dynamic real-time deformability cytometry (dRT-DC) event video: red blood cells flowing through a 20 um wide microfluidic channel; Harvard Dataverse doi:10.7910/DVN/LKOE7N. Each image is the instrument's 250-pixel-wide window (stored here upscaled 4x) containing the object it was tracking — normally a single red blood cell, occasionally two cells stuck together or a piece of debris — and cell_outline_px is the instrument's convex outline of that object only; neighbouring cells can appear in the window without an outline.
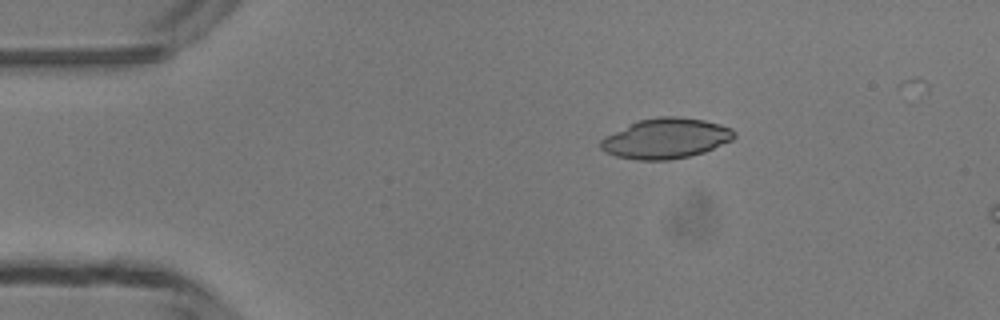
{"species": "common noctule bat (a hibernating species)", "species_latin": "Nyctalus noctula", "temperature_condition": "room temperature", "stored_images_in_passage": 37, "camera_frame_rate_fps": 3000, "um_per_image_px": 0.085, "animal": {"sex": "male", "body_mass_g": 13.3}, "frame": {"image": 1, "passage_image": 1, "time_ms": 0.0, "image_size_px": [1000, 320], "cell_outline_px": [[736, 136], [732, 140], [704, 152], [688, 156], [668, 160], [640, 160], [616, 156], [604, 152], [600, 148], [600, 140], [604, 136], [636, 120], [656, 116], [676, 116], [704, 120], [720, 124], [732, 128], [736, 132]], "centroid_in_image_um": [56.58, 11.75], "position_along_channel_um": 28.4, "area_um2": 31.56}}
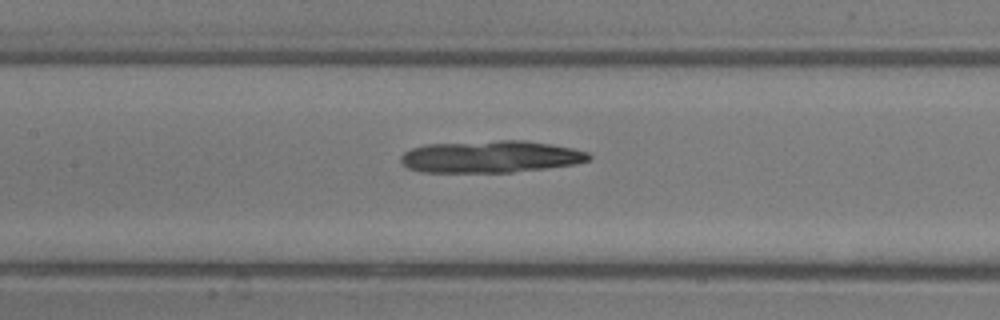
{"frame": {"image": 2, "passage_image": 15, "time_ms": 4.667, "image_size_px": [1000, 320], "cell_outline_px": [[592, 156], [588, 160], [576, 164], [512, 172], [420, 172], [408, 168], [400, 160], [400, 156], [404, 152], [412, 148], [428, 144], [500, 140], [524, 140], [552, 144], [572, 148], [588, 152]], "centroid_in_image_um": [41.7, 13.31], "position_along_channel_um": 165.7, "area_um2": 35.08}}
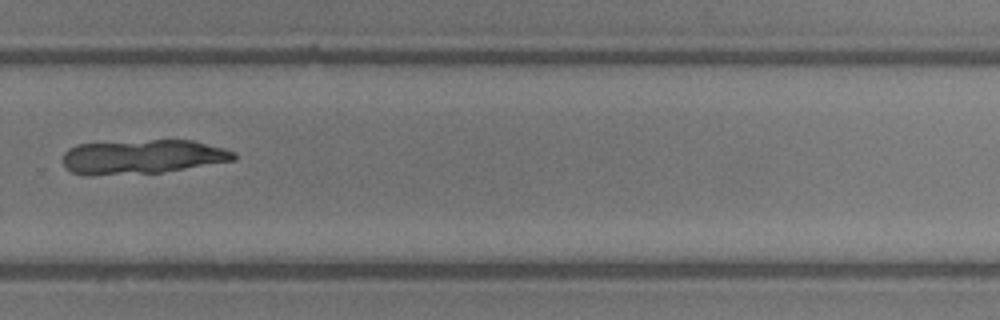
{"frame": {"image": 3, "passage_image": 26, "time_ms": 8.333, "image_size_px": [1000, 320], "cell_outline_px": [[236, 160], [160, 172], [92, 176], [84, 176], [72, 172], [64, 168], [60, 160], [64, 152], [68, 148], [76, 144], [152, 140], [192, 140], [224, 148], [236, 152]], "centroid_in_image_um": [12.02, 13.33], "position_along_channel_um": 317.8, "area_um2": 34.45}}